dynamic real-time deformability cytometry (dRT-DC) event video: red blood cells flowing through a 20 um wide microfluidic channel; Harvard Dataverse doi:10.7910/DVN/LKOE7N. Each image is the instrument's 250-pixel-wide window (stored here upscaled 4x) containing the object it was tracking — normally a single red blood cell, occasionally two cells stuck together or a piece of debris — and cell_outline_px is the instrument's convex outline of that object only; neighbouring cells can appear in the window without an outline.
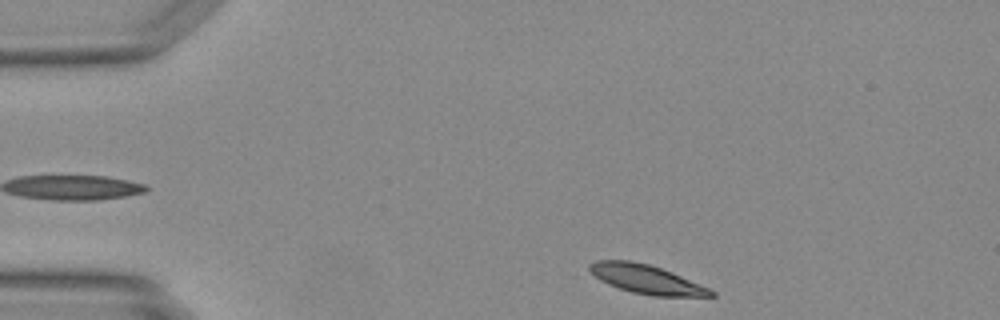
{"species": "Egyptian fruit bat (a non-hibernating species)", "species_latin": "Rousettus aegyptiacus", "temperature_condition": "warm", "stored_images_in_passage": 41, "camera_frame_rate_fps": 3000, "um_per_image_px": 0.085, "animal": {"sex": "female"}, "frame": {"image": 1, "passage_image": 1, "time_ms": 0.0, "image_size_px": [1000, 320], "cell_outline_px": [[716, 296], [652, 296], [632, 292], [608, 284], [600, 280], [588, 268], [588, 264], [596, 260], [632, 260], [648, 264], [672, 272], [708, 288], [716, 292]], "centroid_in_image_um": [54.93, 23.73], "position_along_channel_um": 30.1, "area_um2": 20.23}}
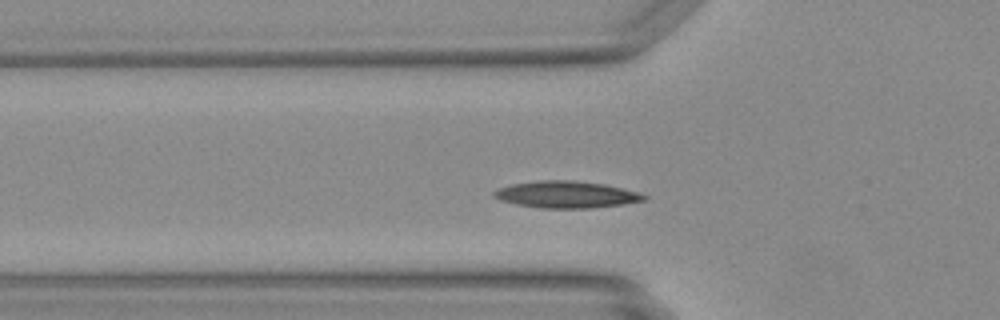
{"frame": {"image": 2, "passage_image": 9, "time_ms": 2.667, "image_size_px": [1000, 320], "cell_outline_px": [[648, 200], [624, 204], [592, 208], [540, 208], [516, 204], [500, 200], [492, 196], [492, 192], [496, 188], [512, 184], [540, 180], [572, 180], [604, 184], [640, 192], [648, 196]], "centroid_in_image_um": [48.15, 16.54], "position_along_channel_um": 77.7, "area_um2": 23.7}}
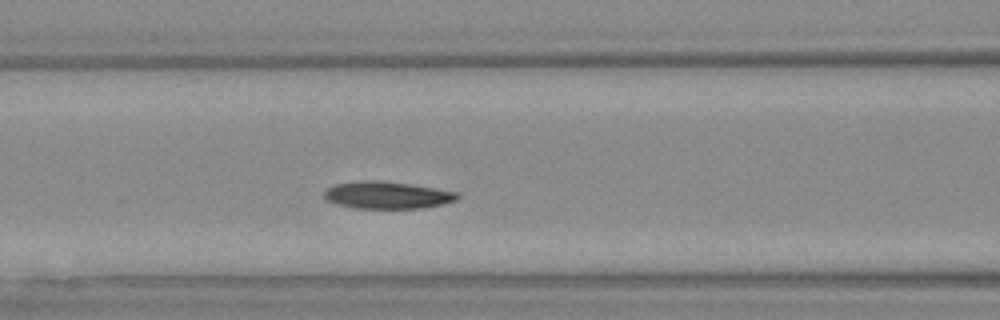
{"frame": {"image": 3, "passage_image": 13, "time_ms": 4.0, "image_size_px": [1000, 320], "cell_outline_px": [[460, 196], [456, 200], [444, 204], [420, 208], [352, 208], [336, 204], [328, 200], [324, 196], [324, 192], [328, 188], [336, 184], [364, 180], [376, 180], [408, 184], [460, 192]], "centroid_in_image_um": [32.93, 16.59], "position_along_channel_um": 133.7, "area_um2": 20.98}}